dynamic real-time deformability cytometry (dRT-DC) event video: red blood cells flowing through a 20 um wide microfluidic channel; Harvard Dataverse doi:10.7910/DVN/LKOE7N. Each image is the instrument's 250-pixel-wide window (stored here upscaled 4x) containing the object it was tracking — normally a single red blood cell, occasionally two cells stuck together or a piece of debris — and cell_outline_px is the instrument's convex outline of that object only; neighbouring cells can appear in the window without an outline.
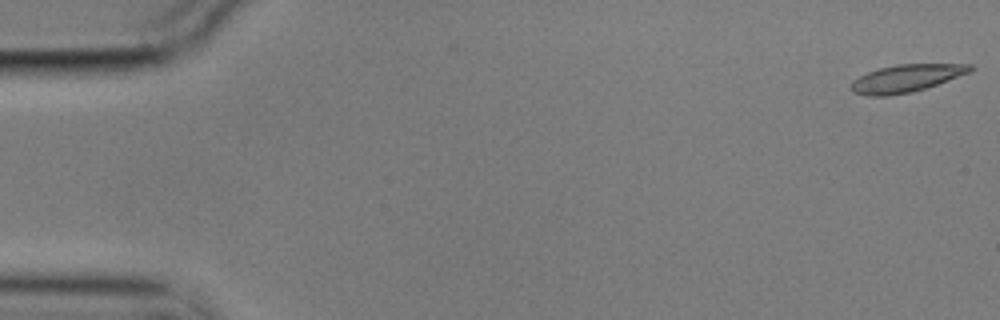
{"species": "common noctule bat (a hibernating species)", "species_latin": "Nyctalus noctula", "temperature_condition": "cold", "stored_images_in_passage": 13, "camera_frame_rate_fps": 3000, "um_per_image_px": 0.085, "animal": {"sex": "male", "body_mass_g": 17.9}, "frame": {"image": 1, "passage_image": 1, "time_ms": 0.0, "image_size_px": [1000, 320], "cell_outline_px": [[976, 68], [968, 72], [936, 84], [912, 92], [888, 96], [868, 96], [852, 92], [852, 80], [868, 72], [880, 68], [896, 64], [972, 64]], "centroid_in_image_um": [77.0, 6.65], "position_along_channel_um": 8.0, "area_um2": 18.84}}